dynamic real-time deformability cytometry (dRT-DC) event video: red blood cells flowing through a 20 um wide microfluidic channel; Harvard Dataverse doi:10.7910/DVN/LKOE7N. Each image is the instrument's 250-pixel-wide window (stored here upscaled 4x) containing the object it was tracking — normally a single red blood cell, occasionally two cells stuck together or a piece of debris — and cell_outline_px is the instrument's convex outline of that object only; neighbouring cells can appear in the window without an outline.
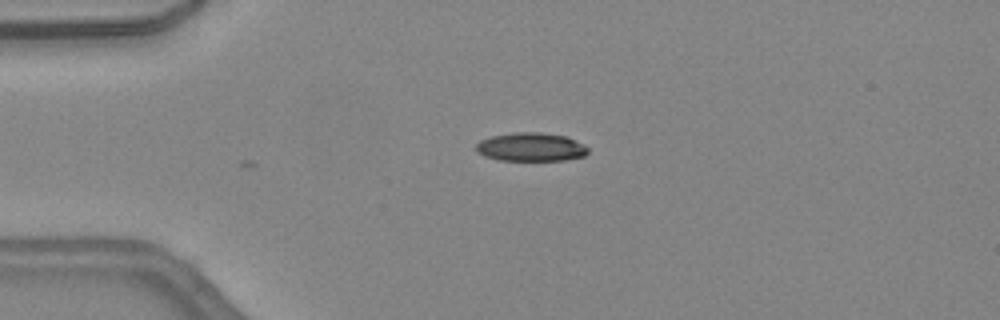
{"species": "common noctule bat (a hibernating species)", "species_latin": "Nyctalus noctula", "temperature_condition": "warm", "stored_images_in_passage": 35, "camera_frame_rate_fps": 3000, "um_per_image_px": 0.085, "animal": {"sex": "female", "body_mass_g": 24.6, "forearm_length_mm": 56.2}, "frame": {"image": 1, "passage_image": 1, "time_ms": 0.0, "image_size_px": [1000, 320], "cell_outline_px": [[584, 152], [580, 156], [552, 160], [512, 160], [492, 156], [484, 152], [480, 148], [480, 144], [488, 140], [504, 136], [560, 136], [584, 148]], "centroid_in_image_um": [45.19, 12.58], "position_along_channel_um": 39.8, "area_um2": 14.91}}
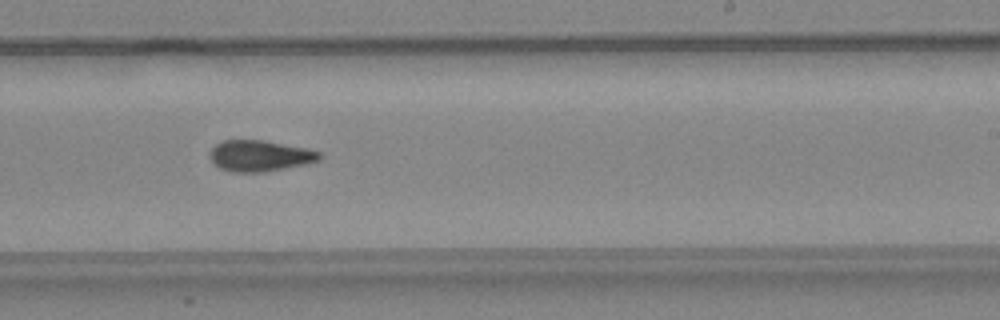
{"frame": {"image": 2, "passage_image": 18, "time_ms": 5.667, "image_size_px": [1000, 320], "cell_outline_px": [[316, 156], [304, 160], [284, 164], [260, 168], [236, 168], [224, 164], [216, 160], [216, 152], [224, 144], [268, 144], [312, 152]], "centroid_in_image_um": [22.04, 13.22], "position_along_channel_um": 267.0, "area_um2": 12.95}}
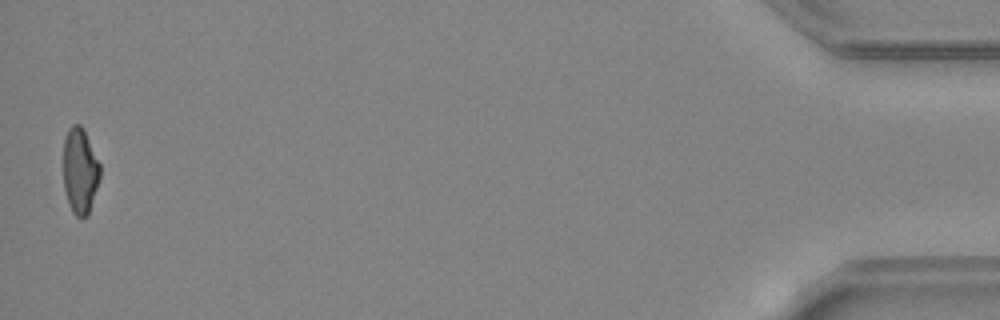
{"frame": {"image": 3, "passage_image": 35, "time_ms": 11.333, "image_size_px": [1000, 320], "cell_outline_px": [[100, 172], [88, 208], [84, 216], [80, 216], [76, 212], [68, 196], [68, 136], [76, 128], [80, 128], [100, 168]], "centroid_in_image_um": [6.9, 14.62], "position_along_channel_um": 428.3, "area_um2": 14.1}}